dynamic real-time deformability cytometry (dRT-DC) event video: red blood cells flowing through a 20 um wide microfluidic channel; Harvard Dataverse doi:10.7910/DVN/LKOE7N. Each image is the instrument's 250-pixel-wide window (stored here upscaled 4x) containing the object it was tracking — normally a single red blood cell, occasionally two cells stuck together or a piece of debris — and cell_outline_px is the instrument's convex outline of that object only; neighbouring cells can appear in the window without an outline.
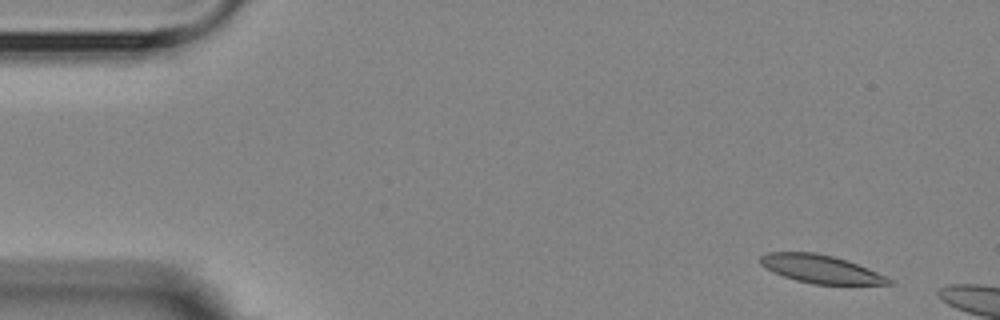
{"species": "Egyptian fruit bat (a non-hibernating species)", "species_latin": "Rousettus aegyptiacus", "temperature_condition": "room temperature", "stored_images_in_passage": 5, "camera_frame_rate_fps": 3000, "um_per_image_px": 0.085, "animal": {"sex": "female"}, "frame": {"image": 1, "passage_image": 1, "time_ms": 0.0, "image_size_px": [1000, 320], "cell_outline_px": [[896, 284], [812, 284], [796, 280], [772, 272], [760, 264], [760, 256], [768, 252], [816, 252], [832, 256], [868, 268], [896, 280]], "centroid_in_image_um": [69.78, 22.87], "position_along_channel_um": 15.2, "area_um2": 21.04}}